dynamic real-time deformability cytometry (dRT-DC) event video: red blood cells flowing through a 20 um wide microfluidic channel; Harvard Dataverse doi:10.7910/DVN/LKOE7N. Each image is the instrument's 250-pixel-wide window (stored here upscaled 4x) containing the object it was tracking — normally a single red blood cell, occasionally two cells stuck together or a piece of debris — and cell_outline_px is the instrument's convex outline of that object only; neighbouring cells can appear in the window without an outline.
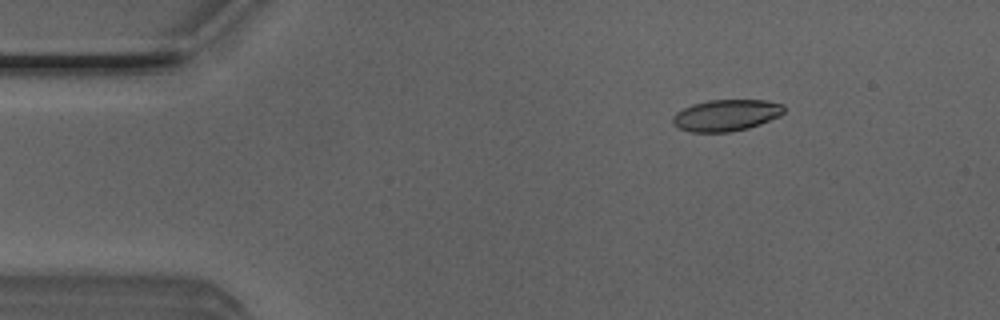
{"species": "Egyptian fruit bat (a non-hibernating species)", "species_latin": "Rousettus aegyptiacus", "temperature_condition": "room temperature", "stored_images_in_passage": 45, "camera_frame_rate_fps": 3000, "um_per_image_px": 0.085, "animal": {"sex": "male"}, "frame": {"image": 1, "passage_image": 1, "time_ms": 0.0, "image_size_px": [1000, 320], "cell_outline_px": [[784, 112], [780, 116], [760, 124], [748, 128], [728, 132], [692, 132], [680, 128], [672, 124], [672, 116], [676, 112], [692, 104], [708, 100], [764, 100], [784, 104]], "centroid_in_image_um": [61.72, 9.79], "position_along_channel_um": 23.3, "area_um2": 20.46}}
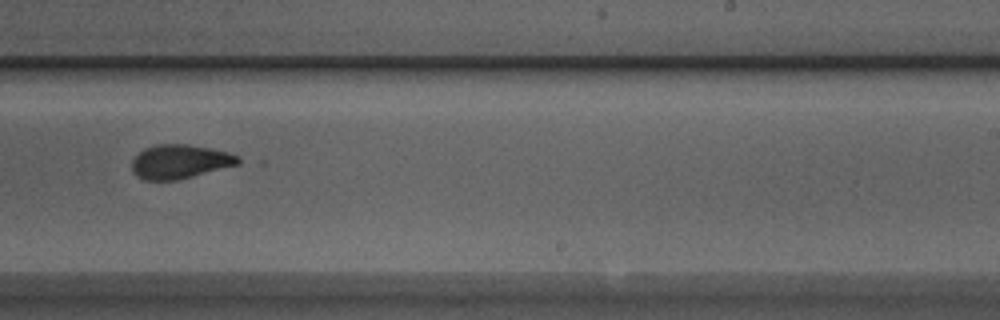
{"frame": {"image": 2, "passage_image": 25, "time_ms": 8.0, "image_size_px": [1000, 320], "cell_outline_px": [[248, 160], [240, 164], [176, 180], [144, 180], [136, 176], [132, 172], [132, 160], [144, 148], [156, 144], [188, 144], [228, 152], [240, 156]], "centroid_in_image_um": [15.33, 13.73], "position_along_channel_um": 273.7, "area_um2": 21.27}}
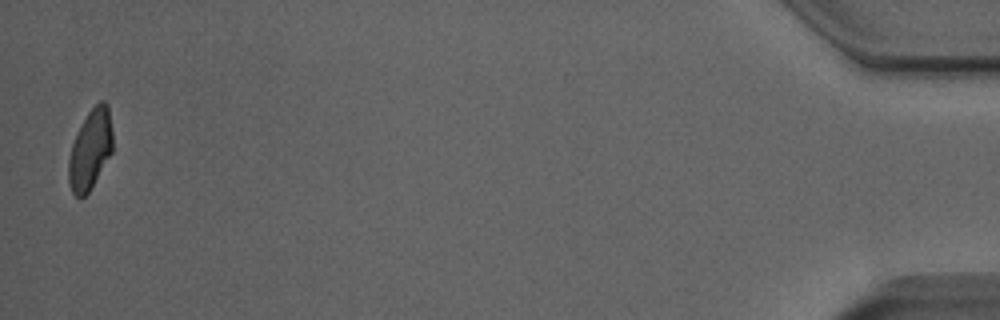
{"frame": {"image": 3, "passage_image": 44, "time_ms": 14.333, "image_size_px": [1000, 320], "cell_outline_px": [[112, 152], [88, 192], [80, 200], [72, 192], [68, 184], [68, 160], [72, 144], [76, 132], [88, 112], [100, 100], [104, 100], [108, 104], [112, 132]], "centroid_in_image_um": [7.66, 12.71], "position_along_channel_um": 427.5, "area_um2": 20.52}, "authors_computed_cell_mechanics": {"area_um2": 21.2704, "velocity_mm_per_s": 3.999, "shape_relaxation_time_tau1_ms": 4.9494, "shape_relaxation_time_tau2_ms": 1.4604, "deformation_change_tau1": 0.1859, "deformation_change_tau2": 0.0801}}